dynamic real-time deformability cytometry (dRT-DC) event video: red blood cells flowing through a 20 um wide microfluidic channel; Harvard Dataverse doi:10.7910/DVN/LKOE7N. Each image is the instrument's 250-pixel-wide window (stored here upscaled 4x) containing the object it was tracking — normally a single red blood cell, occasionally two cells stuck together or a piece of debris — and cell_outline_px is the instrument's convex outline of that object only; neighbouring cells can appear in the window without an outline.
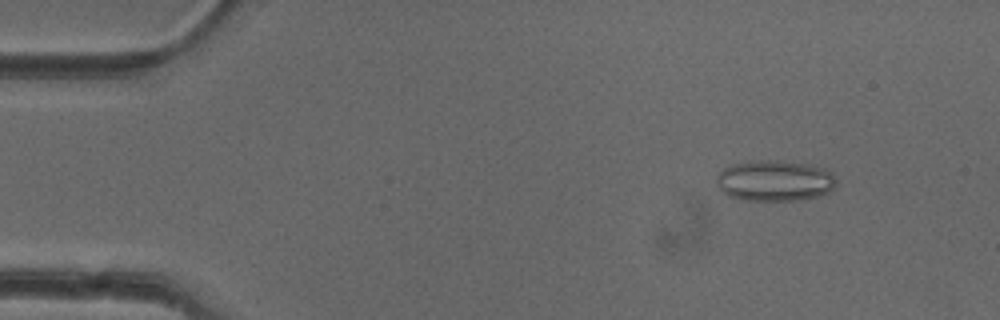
{"species": "common noctule bat (a hibernating species)", "species_latin": "Nyctalus noctula", "temperature_condition": "cold", "stored_images_in_passage": 19, "camera_frame_rate_fps": 3000, "um_per_image_px": 0.085, "animal": {"sex": "female"}, "frame": {"image": 1, "passage_image": 6, "time_ms": 1.667, "image_size_px": [1000, 320], "cell_outline_px": [[836, 184], [828, 192], [816, 196], [792, 200], [748, 200], [728, 196], [720, 192], [716, 184], [716, 176], [724, 168], [732, 164], [760, 160], [768, 160], [804, 164], [824, 168], [832, 172], [836, 180]], "centroid_in_image_um": [65.8, 15.36], "position_along_channel_um": 19.2, "area_um2": 28.26}}
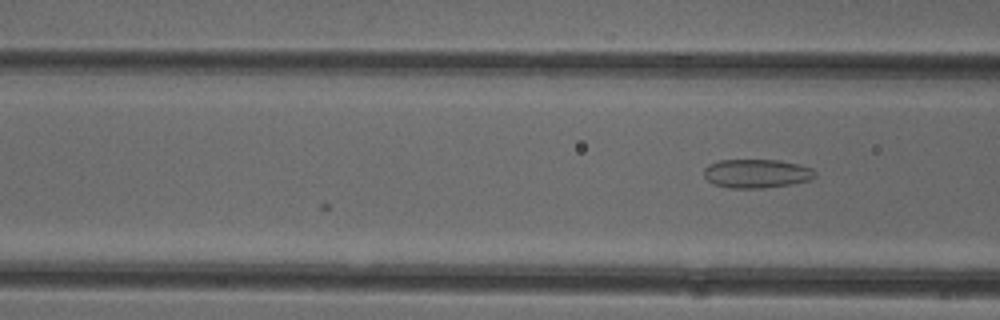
{"frame": {"image": 2, "passage_image": 19, "time_ms": 6.0, "image_size_px": [1000, 320], "cell_outline_px": [[816, 176], [812, 180], [792, 184], [764, 188], [732, 188], [712, 184], [704, 176], [704, 168], [708, 164], [720, 160], [780, 160], [800, 164], [812, 168], [816, 172]], "centroid_in_image_um": [64.34, 14.75], "position_along_channel_um": 102.3, "area_um2": 18.9}}